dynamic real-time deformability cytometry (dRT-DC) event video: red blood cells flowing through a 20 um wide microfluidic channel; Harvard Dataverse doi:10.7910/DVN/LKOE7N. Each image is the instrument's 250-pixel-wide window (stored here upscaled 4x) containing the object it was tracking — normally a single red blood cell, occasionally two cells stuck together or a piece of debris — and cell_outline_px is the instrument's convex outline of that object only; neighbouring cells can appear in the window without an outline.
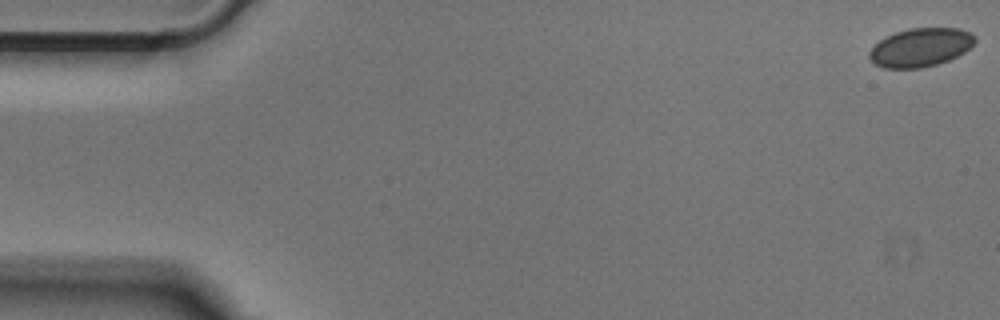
{"species": "Egyptian fruit bat (a non-hibernating species)", "species_latin": "Rousettus aegyptiacus", "temperature_condition": "cold", "stored_images_in_passage": 14, "camera_frame_rate_fps": 3000, "um_per_image_px": 0.085, "animal": {"sex": "male"}, "frame": {"image": 1, "passage_image": 1, "time_ms": 0.0, "image_size_px": [1000, 320], "cell_outline_px": [[976, 40], [964, 52], [948, 60], [936, 64], [920, 68], [884, 68], [876, 64], [868, 56], [868, 52], [880, 40], [896, 32], [908, 28], [960, 28], [976, 36]], "centroid_in_image_um": [78.24, 4.02], "position_along_channel_um": 6.8, "area_um2": 23.47}}